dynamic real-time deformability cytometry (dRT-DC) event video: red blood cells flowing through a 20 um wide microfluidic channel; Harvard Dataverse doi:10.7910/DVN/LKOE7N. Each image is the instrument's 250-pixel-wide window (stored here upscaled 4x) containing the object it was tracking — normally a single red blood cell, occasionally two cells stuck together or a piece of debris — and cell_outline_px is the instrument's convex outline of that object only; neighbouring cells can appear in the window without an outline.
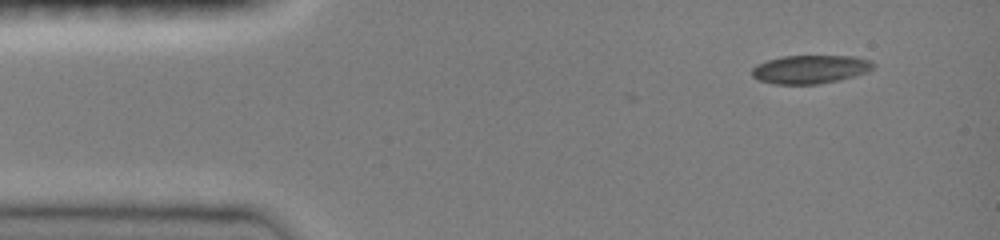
{"species": "common noctule bat (a hibernating species)", "species_latin": "Nyctalus noctula", "temperature_condition": "room temperature", "stored_images_in_passage": 4, "camera_frame_rate_fps": 3000, "um_per_image_px": 0.085, "animal": {"sex": "female", "body_mass_g": 19.0, "forearm_length_mm": 51.5}, "frame": {"image": 1, "passage_image": 4, "time_ms": 1.0, "image_size_px": [1000, 240], "cell_outline_px": [[876, 64], [868, 72], [840, 80], [816, 84], [776, 84], [760, 80], [752, 76], [752, 68], [756, 64], [780, 56], [856, 56], [868, 60]], "centroid_in_image_um": [68.88, 5.88], "position_along_channel_um": 16.1, "area_um2": 20.11}}